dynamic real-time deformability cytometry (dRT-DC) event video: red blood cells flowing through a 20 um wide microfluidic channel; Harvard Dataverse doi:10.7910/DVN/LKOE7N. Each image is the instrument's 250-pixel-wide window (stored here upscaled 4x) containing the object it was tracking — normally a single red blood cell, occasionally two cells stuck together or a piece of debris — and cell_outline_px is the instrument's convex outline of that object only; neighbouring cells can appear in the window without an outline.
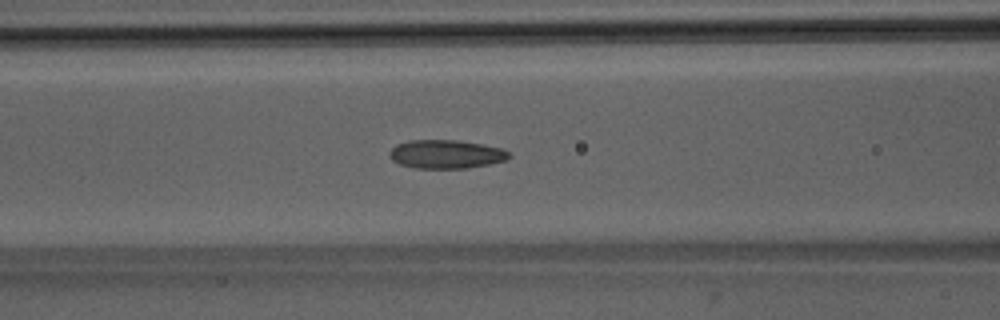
{"species": "Egyptian fruit bat (a non-hibernating species)", "species_latin": "Rousettus aegyptiacus", "temperature_condition": "room temperature", "stored_images_in_passage": 47, "camera_frame_rate_fps": 3000, "um_per_image_px": 0.085, "animal": {"sex": "male"}, "frame": {"image": 1, "passage_image": 17, "time_ms": 5.333, "image_size_px": [1000, 320], "cell_outline_px": [[512, 156], [508, 160], [468, 168], [416, 168], [400, 164], [392, 160], [388, 156], [388, 152], [396, 144], [408, 140], [456, 140], [484, 144], [504, 148]], "centroid_in_image_um": [37.93, 13.1], "position_along_channel_um": 128.7, "area_um2": 20.17}}
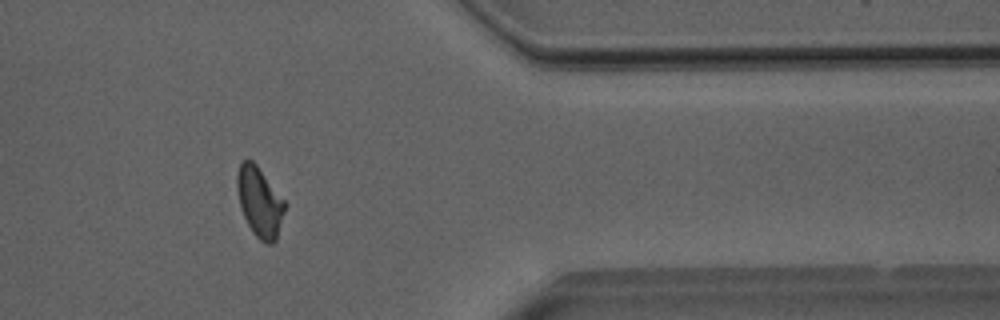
{"frame": {"image": 2, "passage_image": 38, "time_ms": 12.333, "image_size_px": [1000, 320], "cell_outline_px": [[288, 204], [276, 240], [272, 244], [264, 244], [252, 232], [240, 208], [236, 188], [236, 176], [240, 164], [244, 160], [252, 160], [256, 164]], "centroid_in_image_um": [22.09, 17.19], "position_along_channel_um": 389.3, "area_um2": 19.71}}
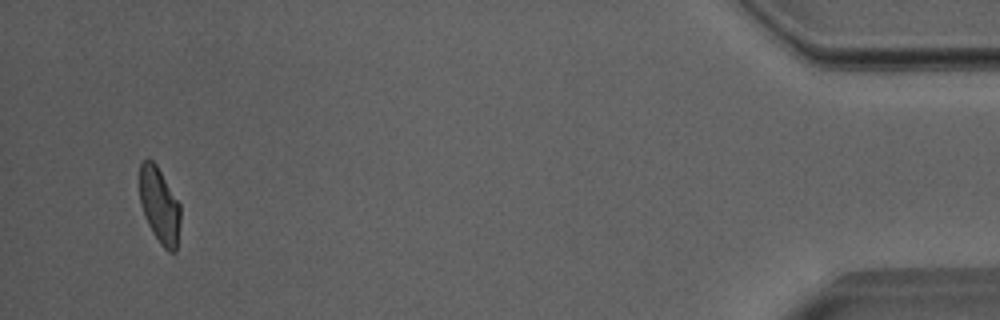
{"frame": {"image": 3, "passage_image": 45, "time_ms": 14.667, "image_size_px": [1000, 320], "cell_outline_px": [[180, 224], [176, 252], [168, 252], [160, 244], [152, 232], [144, 216], [140, 204], [140, 164], [144, 160], [152, 160], [156, 164], [180, 204]], "centroid_in_image_um": [13.56, 17.5], "position_along_channel_um": 421.6, "area_um2": 18.03}, "authors_computed_cell_mechanics": {"area_um2": 19.5364, "velocity_mm_per_s": 3.9823, "shape_relaxation_time_tau1_ms": null, "shape_relaxation_time_tau2_ms": 1.8557, "deformation_change_tau1": null, "deformation_change_tau2": 0.0899}}